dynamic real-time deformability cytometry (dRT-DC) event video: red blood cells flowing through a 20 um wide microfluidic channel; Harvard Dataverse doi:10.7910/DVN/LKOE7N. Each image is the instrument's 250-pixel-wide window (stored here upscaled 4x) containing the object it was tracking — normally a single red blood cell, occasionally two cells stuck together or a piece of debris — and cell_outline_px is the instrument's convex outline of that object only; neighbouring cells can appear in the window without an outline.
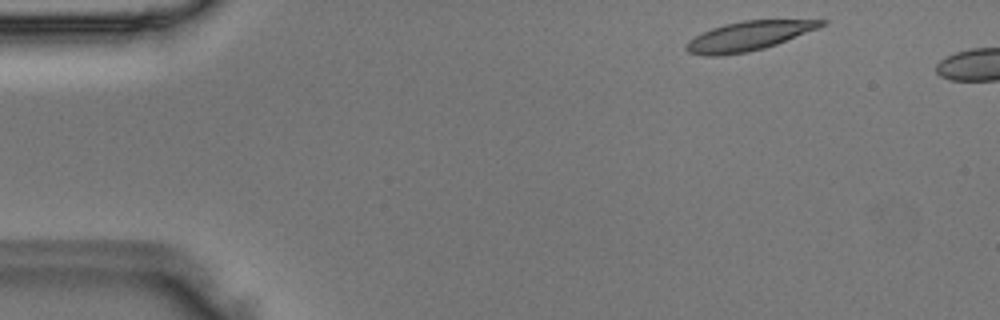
{"species": "Egyptian fruit bat (a non-hibernating species)", "species_latin": "Rousettus aegyptiacus", "temperature_condition": "room temperature", "stored_images_in_passage": 5, "camera_frame_rate_fps": 3000, "um_per_image_px": 0.085, "animal": {"sex": "male"}, "frame": {"image": 1, "passage_image": 2, "time_ms": 0.333, "image_size_px": [1000, 320], "cell_outline_px": [[828, 20], [824, 24], [816, 28], [776, 44], [764, 48], [748, 52], [720, 56], [704, 56], [688, 52], [684, 48], [688, 40], [712, 28], [724, 24], [744, 20]], "centroid_in_image_um": [63.55, 3.07], "position_along_channel_um": 21.5, "area_um2": 22.66}}